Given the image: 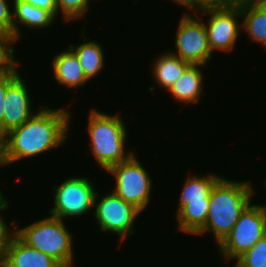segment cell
I'll return each mask as SVG.
<instances>
[{
    "instance_id": "cell-1",
    "label": "cell",
    "mask_w": 266,
    "mask_h": 267,
    "mask_svg": "<svg viewBox=\"0 0 266 267\" xmlns=\"http://www.w3.org/2000/svg\"><path fill=\"white\" fill-rule=\"evenodd\" d=\"M68 108L43 105L21 126L10 130L6 136L8 164L37 158L65 144L73 118ZM35 157V158H34Z\"/></svg>"
},
{
    "instance_id": "cell-2",
    "label": "cell",
    "mask_w": 266,
    "mask_h": 267,
    "mask_svg": "<svg viewBox=\"0 0 266 267\" xmlns=\"http://www.w3.org/2000/svg\"><path fill=\"white\" fill-rule=\"evenodd\" d=\"M248 180H230L222 177L210 194L209 211L204 228L196 235L210 232L218 246L230 233L240 215L253 203L257 192Z\"/></svg>"
},
{
    "instance_id": "cell-3",
    "label": "cell",
    "mask_w": 266,
    "mask_h": 267,
    "mask_svg": "<svg viewBox=\"0 0 266 267\" xmlns=\"http://www.w3.org/2000/svg\"><path fill=\"white\" fill-rule=\"evenodd\" d=\"M88 143L92 158L105 172L117 163L127 161L134 153V150L127 149L128 130L126 123L120 113L108 114L99 109H91L88 112Z\"/></svg>"
},
{
    "instance_id": "cell-4",
    "label": "cell",
    "mask_w": 266,
    "mask_h": 267,
    "mask_svg": "<svg viewBox=\"0 0 266 267\" xmlns=\"http://www.w3.org/2000/svg\"><path fill=\"white\" fill-rule=\"evenodd\" d=\"M15 234L27 245L51 256L62 267H76L74 236L64 220L49 215L19 228L15 220Z\"/></svg>"
},
{
    "instance_id": "cell-5",
    "label": "cell",
    "mask_w": 266,
    "mask_h": 267,
    "mask_svg": "<svg viewBox=\"0 0 266 267\" xmlns=\"http://www.w3.org/2000/svg\"><path fill=\"white\" fill-rule=\"evenodd\" d=\"M221 178L220 173L209 171V174H193L184 179L174 215L179 232L197 235L204 228L211 191Z\"/></svg>"
},
{
    "instance_id": "cell-6",
    "label": "cell",
    "mask_w": 266,
    "mask_h": 267,
    "mask_svg": "<svg viewBox=\"0 0 266 267\" xmlns=\"http://www.w3.org/2000/svg\"><path fill=\"white\" fill-rule=\"evenodd\" d=\"M135 153L125 162L111 166L106 172L114 178L112 191L142 213L152 200V177Z\"/></svg>"
},
{
    "instance_id": "cell-7",
    "label": "cell",
    "mask_w": 266,
    "mask_h": 267,
    "mask_svg": "<svg viewBox=\"0 0 266 267\" xmlns=\"http://www.w3.org/2000/svg\"><path fill=\"white\" fill-rule=\"evenodd\" d=\"M94 181L86 176H67L60 185L51 187L53 192V204L48 213L66 221L70 218H83L93 211L95 196L97 194Z\"/></svg>"
},
{
    "instance_id": "cell-8",
    "label": "cell",
    "mask_w": 266,
    "mask_h": 267,
    "mask_svg": "<svg viewBox=\"0 0 266 267\" xmlns=\"http://www.w3.org/2000/svg\"><path fill=\"white\" fill-rule=\"evenodd\" d=\"M95 196L93 217L98 226V231L115 234L120 243L126 242V238L136 231L135 223L142 212L134 205L124 201L112 190L101 192Z\"/></svg>"
},
{
    "instance_id": "cell-9",
    "label": "cell",
    "mask_w": 266,
    "mask_h": 267,
    "mask_svg": "<svg viewBox=\"0 0 266 267\" xmlns=\"http://www.w3.org/2000/svg\"><path fill=\"white\" fill-rule=\"evenodd\" d=\"M266 234V204H250L217 246L223 262H234ZM233 260V261H232Z\"/></svg>"
},
{
    "instance_id": "cell-10",
    "label": "cell",
    "mask_w": 266,
    "mask_h": 267,
    "mask_svg": "<svg viewBox=\"0 0 266 267\" xmlns=\"http://www.w3.org/2000/svg\"><path fill=\"white\" fill-rule=\"evenodd\" d=\"M176 29L174 38L176 50L168 51L191 65L208 67L213 54L208 44V35L202 18H199L197 13L183 12Z\"/></svg>"
},
{
    "instance_id": "cell-11",
    "label": "cell",
    "mask_w": 266,
    "mask_h": 267,
    "mask_svg": "<svg viewBox=\"0 0 266 267\" xmlns=\"http://www.w3.org/2000/svg\"><path fill=\"white\" fill-rule=\"evenodd\" d=\"M197 14L207 15V17L209 15V19L204 21V25L212 54L217 52L231 53L242 33L240 7L205 8Z\"/></svg>"
},
{
    "instance_id": "cell-12",
    "label": "cell",
    "mask_w": 266,
    "mask_h": 267,
    "mask_svg": "<svg viewBox=\"0 0 266 267\" xmlns=\"http://www.w3.org/2000/svg\"><path fill=\"white\" fill-rule=\"evenodd\" d=\"M20 75L8 88L4 102L3 134L21 126L32 117L43 105L33 112L30 88Z\"/></svg>"
},
{
    "instance_id": "cell-13",
    "label": "cell",
    "mask_w": 266,
    "mask_h": 267,
    "mask_svg": "<svg viewBox=\"0 0 266 267\" xmlns=\"http://www.w3.org/2000/svg\"><path fill=\"white\" fill-rule=\"evenodd\" d=\"M205 68L207 67L203 65H190L166 93L168 92L172 99L181 103V105L182 103L188 106L194 103L198 104L202 100L203 94H205L203 93V87H205L203 69Z\"/></svg>"
},
{
    "instance_id": "cell-14",
    "label": "cell",
    "mask_w": 266,
    "mask_h": 267,
    "mask_svg": "<svg viewBox=\"0 0 266 267\" xmlns=\"http://www.w3.org/2000/svg\"><path fill=\"white\" fill-rule=\"evenodd\" d=\"M12 3L13 36L17 41L22 40L21 37H24L20 27H26L28 30H32V32L38 29L44 30L52 27L53 23H56L58 20L51 12L22 0H13Z\"/></svg>"
},
{
    "instance_id": "cell-15",
    "label": "cell",
    "mask_w": 266,
    "mask_h": 267,
    "mask_svg": "<svg viewBox=\"0 0 266 267\" xmlns=\"http://www.w3.org/2000/svg\"><path fill=\"white\" fill-rule=\"evenodd\" d=\"M52 59V71L55 82L66 88L84 87L85 84L89 83L86 79L78 57L70 49L57 52Z\"/></svg>"
},
{
    "instance_id": "cell-16",
    "label": "cell",
    "mask_w": 266,
    "mask_h": 267,
    "mask_svg": "<svg viewBox=\"0 0 266 267\" xmlns=\"http://www.w3.org/2000/svg\"><path fill=\"white\" fill-rule=\"evenodd\" d=\"M4 267H62L51 256L23 242L16 234L10 240Z\"/></svg>"
},
{
    "instance_id": "cell-17",
    "label": "cell",
    "mask_w": 266,
    "mask_h": 267,
    "mask_svg": "<svg viewBox=\"0 0 266 267\" xmlns=\"http://www.w3.org/2000/svg\"><path fill=\"white\" fill-rule=\"evenodd\" d=\"M85 28L81 29L80 37L84 40L83 43H69L68 47L76 54L83 73L88 81L100 75L105 67V51L104 46L98 41L89 40L87 34L83 32ZM85 33V34H84ZM88 39V40H87Z\"/></svg>"
},
{
    "instance_id": "cell-18",
    "label": "cell",
    "mask_w": 266,
    "mask_h": 267,
    "mask_svg": "<svg viewBox=\"0 0 266 267\" xmlns=\"http://www.w3.org/2000/svg\"><path fill=\"white\" fill-rule=\"evenodd\" d=\"M152 71L154 81L159 88L167 91L171 85L177 81L184 71L191 65L183 61L180 57L171 54L169 51H163L154 61H152Z\"/></svg>"
},
{
    "instance_id": "cell-19",
    "label": "cell",
    "mask_w": 266,
    "mask_h": 267,
    "mask_svg": "<svg viewBox=\"0 0 266 267\" xmlns=\"http://www.w3.org/2000/svg\"><path fill=\"white\" fill-rule=\"evenodd\" d=\"M239 7L242 14L241 30L251 42L266 47V9L255 0H246Z\"/></svg>"
},
{
    "instance_id": "cell-20",
    "label": "cell",
    "mask_w": 266,
    "mask_h": 267,
    "mask_svg": "<svg viewBox=\"0 0 266 267\" xmlns=\"http://www.w3.org/2000/svg\"><path fill=\"white\" fill-rule=\"evenodd\" d=\"M92 1L95 0H57L59 18L61 16L64 22L85 19L86 23H88L86 15L89 14Z\"/></svg>"
},
{
    "instance_id": "cell-21",
    "label": "cell",
    "mask_w": 266,
    "mask_h": 267,
    "mask_svg": "<svg viewBox=\"0 0 266 267\" xmlns=\"http://www.w3.org/2000/svg\"><path fill=\"white\" fill-rule=\"evenodd\" d=\"M16 42L14 36L0 33V75L15 72L21 65L16 59Z\"/></svg>"
},
{
    "instance_id": "cell-22",
    "label": "cell",
    "mask_w": 266,
    "mask_h": 267,
    "mask_svg": "<svg viewBox=\"0 0 266 267\" xmlns=\"http://www.w3.org/2000/svg\"><path fill=\"white\" fill-rule=\"evenodd\" d=\"M233 263L236 267H266V234Z\"/></svg>"
},
{
    "instance_id": "cell-23",
    "label": "cell",
    "mask_w": 266,
    "mask_h": 267,
    "mask_svg": "<svg viewBox=\"0 0 266 267\" xmlns=\"http://www.w3.org/2000/svg\"><path fill=\"white\" fill-rule=\"evenodd\" d=\"M0 214V267H4L8 246L12 236L15 234V220L11 224ZM13 225V226H12ZM13 227V228H10Z\"/></svg>"
},
{
    "instance_id": "cell-24",
    "label": "cell",
    "mask_w": 266,
    "mask_h": 267,
    "mask_svg": "<svg viewBox=\"0 0 266 267\" xmlns=\"http://www.w3.org/2000/svg\"><path fill=\"white\" fill-rule=\"evenodd\" d=\"M13 0H0V33L13 36Z\"/></svg>"
},
{
    "instance_id": "cell-25",
    "label": "cell",
    "mask_w": 266,
    "mask_h": 267,
    "mask_svg": "<svg viewBox=\"0 0 266 267\" xmlns=\"http://www.w3.org/2000/svg\"><path fill=\"white\" fill-rule=\"evenodd\" d=\"M20 68L15 72L0 75V133L3 134L4 102L7 88L21 75Z\"/></svg>"
},
{
    "instance_id": "cell-26",
    "label": "cell",
    "mask_w": 266,
    "mask_h": 267,
    "mask_svg": "<svg viewBox=\"0 0 266 267\" xmlns=\"http://www.w3.org/2000/svg\"><path fill=\"white\" fill-rule=\"evenodd\" d=\"M246 0H200V11L205 8L238 7Z\"/></svg>"
},
{
    "instance_id": "cell-27",
    "label": "cell",
    "mask_w": 266,
    "mask_h": 267,
    "mask_svg": "<svg viewBox=\"0 0 266 267\" xmlns=\"http://www.w3.org/2000/svg\"><path fill=\"white\" fill-rule=\"evenodd\" d=\"M33 6L41 9H45L51 12L56 18H58L57 0H22Z\"/></svg>"
},
{
    "instance_id": "cell-28",
    "label": "cell",
    "mask_w": 266,
    "mask_h": 267,
    "mask_svg": "<svg viewBox=\"0 0 266 267\" xmlns=\"http://www.w3.org/2000/svg\"><path fill=\"white\" fill-rule=\"evenodd\" d=\"M168 1V0H167ZM174 2L177 6H181L186 11L184 13H197L200 11V0H169ZM188 9V10H187Z\"/></svg>"
},
{
    "instance_id": "cell-29",
    "label": "cell",
    "mask_w": 266,
    "mask_h": 267,
    "mask_svg": "<svg viewBox=\"0 0 266 267\" xmlns=\"http://www.w3.org/2000/svg\"><path fill=\"white\" fill-rule=\"evenodd\" d=\"M8 165L6 156V136L0 133V168Z\"/></svg>"
},
{
    "instance_id": "cell-30",
    "label": "cell",
    "mask_w": 266,
    "mask_h": 267,
    "mask_svg": "<svg viewBox=\"0 0 266 267\" xmlns=\"http://www.w3.org/2000/svg\"><path fill=\"white\" fill-rule=\"evenodd\" d=\"M1 190H2V188H1V183H0V214H4L1 212L7 211V209H9L8 208L9 207V201L7 200V197L5 198V196L3 195L4 193Z\"/></svg>"
},
{
    "instance_id": "cell-31",
    "label": "cell",
    "mask_w": 266,
    "mask_h": 267,
    "mask_svg": "<svg viewBox=\"0 0 266 267\" xmlns=\"http://www.w3.org/2000/svg\"><path fill=\"white\" fill-rule=\"evenodd\" d=\"M257 3H259L264 9H266V0H255Z\"/></svg>"
},
{
    "instance_id": "cell-32",
    "label": "cell",
    "mask_w": 266,
    "mask_h": 267,
    "mask_svg": "<svg viewBox=\"0 0 266 267\" xmlns=\"http://www.w3.org/2000/svg\"><path fill=\"white\" fill-rule=\"evenodd\" d=\"M263 184L265 185V188H266V180L263 181Z\"/></svg>"
}]
</instances>
